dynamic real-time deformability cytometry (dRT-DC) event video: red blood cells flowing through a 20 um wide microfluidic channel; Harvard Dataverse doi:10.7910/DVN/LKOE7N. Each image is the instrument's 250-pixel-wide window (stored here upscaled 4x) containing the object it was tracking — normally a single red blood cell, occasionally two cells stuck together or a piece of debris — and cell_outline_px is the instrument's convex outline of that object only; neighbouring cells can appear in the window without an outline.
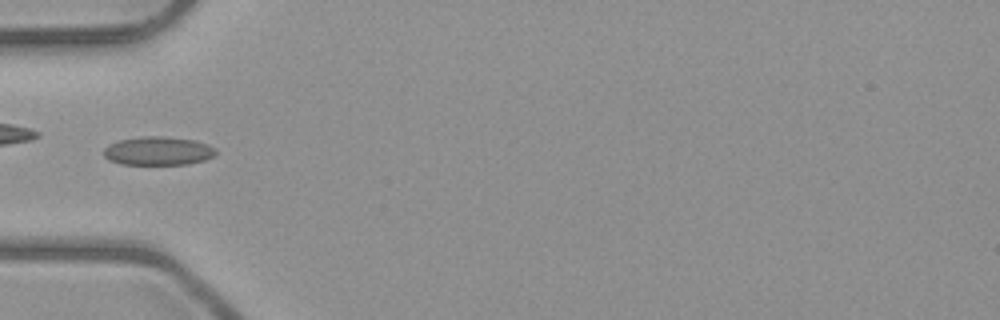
{"species": "common noctule bat (a hibernating species)", "species_latin": "Nyctalus noctula", "temperature_condition": "room temperature", "stored_images_in_passage": 6, "camera_frame_rate_fps": 3000, "um_per_image_px": 0.085, "animal": {"sex": "male", "body_mass_g": 23.1, "forearm_length_mm": 52.7}, "frame": {"image": 1, "passage_image": 6, "time_ms": 6.0, "image_size_px": [1000, 320], "cell_outline_px": [[216, 152], [212, 156], [204, 160], [188, 164], [120, 164], [108, 160], [104, 156], [104, 148], [108, 144], [120, 140], [140, 136], [164, 136], [196, 140], [208, 144], [216, 148]], "centroid_in_image_um": [13.43, 12.82], "position_along_channel_um": 71.6, "area_um2": 18.79}}